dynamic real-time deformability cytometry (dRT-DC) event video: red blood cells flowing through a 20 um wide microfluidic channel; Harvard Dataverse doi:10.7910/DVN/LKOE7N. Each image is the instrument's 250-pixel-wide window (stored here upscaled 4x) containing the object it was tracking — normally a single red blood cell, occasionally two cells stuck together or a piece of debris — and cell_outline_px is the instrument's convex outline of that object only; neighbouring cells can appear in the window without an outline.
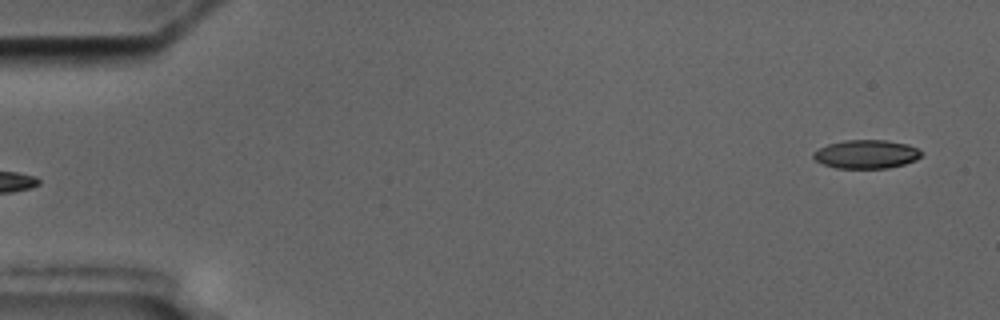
{"species": "common noctule bat (a hibernating species)", "species_latin": "Nyctalus noctula", "temperature_condition": "cold", "stored_images_in_passage": 4, "segment_of_instrument_passage": [2, 2], "camera_frame_rate_fps": 3000, "um_per_image_px": 0.085, "animal": {"sex": "male", "body_mass_g": 17.5, "forearm_length_mm": 52.3}, "frame": {"image": 1, "passage_image": 4, "time_ms": 4.0, "image_size_px": [1000, 320], "cell_outline_px": [[924, 152], [916, 160], [904, 164], [888, 168], [836, 168], [824, 164], [816, 160], [812, 156], [812, 152], [828, 144], [844, 140], [884, 140], [908, 144]], "centroid_in_image_um": [73.64, 13.1], "position_along_channel_um": 11.4, "area_um2": 17.98}}